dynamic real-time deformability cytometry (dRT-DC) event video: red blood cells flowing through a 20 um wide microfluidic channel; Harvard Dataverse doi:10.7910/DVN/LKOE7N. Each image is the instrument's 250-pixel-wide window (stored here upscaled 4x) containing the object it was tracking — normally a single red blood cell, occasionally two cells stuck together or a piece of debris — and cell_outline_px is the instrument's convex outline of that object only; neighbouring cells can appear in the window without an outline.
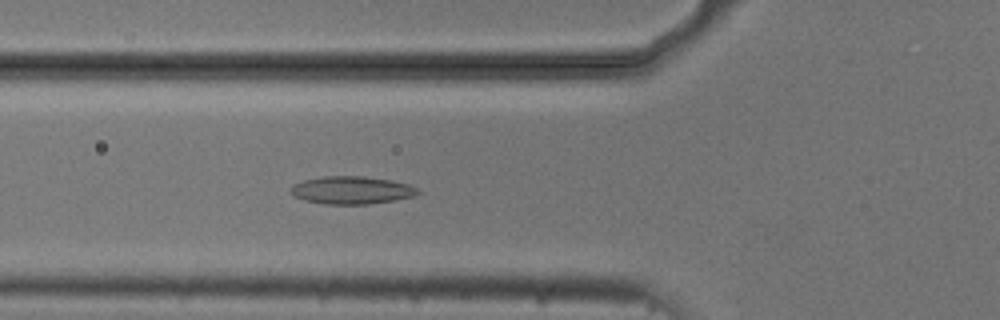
{"species": "common noctule bat (a hibernating species)", "species_latin": "Nyctalus noctula", "temperature_condition": "cold", "stored_images_in_passage": 49, "camera_frame_rate_fps": 3000, "um_per_image_px": 0.085, "animal": {"sex": "male", "body_mass_g": 20.5, "forearm_length_mm": 52.5}, "frame": {"image": 1, "passage_image": 15, "time_ms": 4.667, "image_size_px": [1000, 320], "cell_outline_px": [[420, 192], [416, 196], [396, 200], [368, 204], [324, 204], [304, 200], [292, 196], [288, 192], [288, 188], [292, 184], [304, 180], [324, 176], [364, 176], [392, 180], [408, 184], [416, 188]], "centroid_in_image_um": [29.84, 16.16], "position_along_channel_um": 96.0, "area_um2": 20.87}}
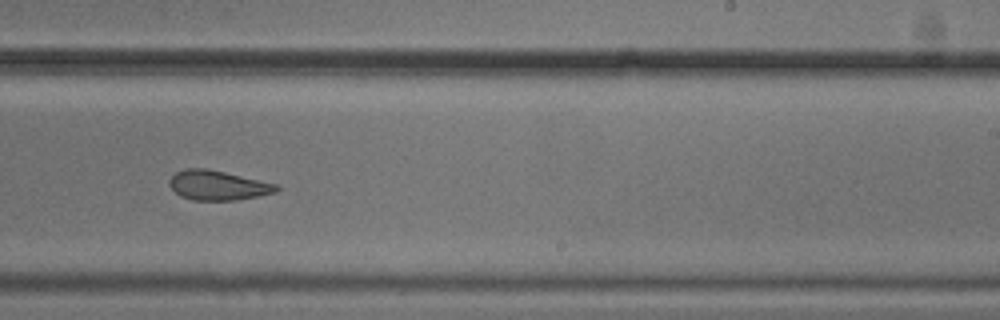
{"frame": {"image": 2, "passage_image": 29, "time_ms": 9.333, "image_size_px": [1000, 320], "cell_outline_px": [[280, 188], [276, 192], [260, 196], [236, 200], [192, 200], [180, 196], [168, 184], [168, 180], [176, 172], [184, 168], [204, 168], [224, 172], [280, 184]], "centroid_in_image_um": [18.54, 15.75], "position_along_channel_um": 270.5, "area_um2": 18.61}}
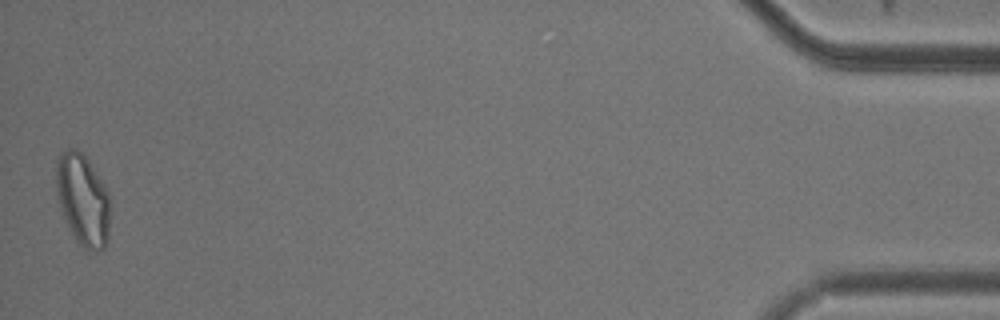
{"frame": {"image": 3, "passage_image": 49, "time_ms": 16.0, "image_size_px": [1000, 320], "cell_outline_px": [[108, 236], [104, 248], [84, 248], [76, 240], [64, 216], [60, 204], [56, 188], [56, 168], [60, 156], [68, 148], [76, 148], [88, 160], [108, 192]], "centroid_in_image_um": [7.03, 16.94], "position_along_channel_um": 428.2, "area_um2": 27.63}, "authors_computed_cell_mechanics": {"area_um2": 21.097, "velocity_mm_per_s": 3.7363, "shape_relaxation_time_tau1_ms": null, "shape_relaxation_time_tau2_ms": 3.4438, "deformation_change_tau1": null, "deformation_change_tau2": 0.1041}}